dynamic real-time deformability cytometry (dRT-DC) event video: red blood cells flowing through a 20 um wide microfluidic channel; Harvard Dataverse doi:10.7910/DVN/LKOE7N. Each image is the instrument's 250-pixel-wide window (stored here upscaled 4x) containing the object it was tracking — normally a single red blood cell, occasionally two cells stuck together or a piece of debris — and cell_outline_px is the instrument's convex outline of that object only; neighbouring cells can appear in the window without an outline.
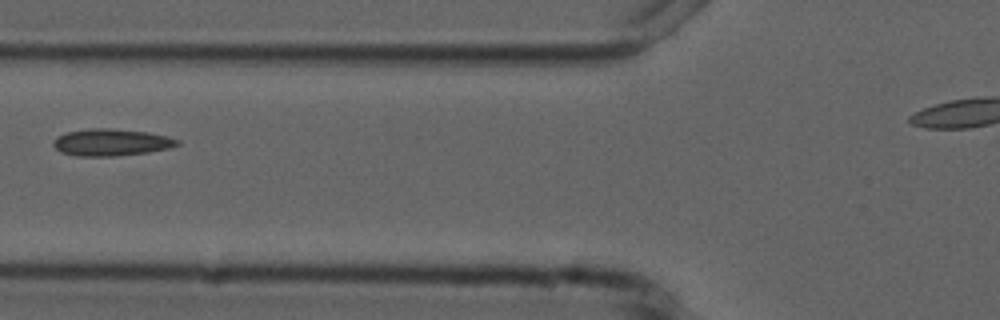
{"species": "common noctule bat (a hibernating species)", "species_latin": "Nyctalus noctula", "temperature_condition": "cold", "stored_images_in_passage": 7, "camera_frame_rate_fps": 3000, "um_per_image_px": 0.085, "animal": {"sex": "male", "forearm_length_mm": 52.5}, "frame": {"image": 1, "passage_image": 6, "time_ms": 5.667, "image_size_px": [1000, 320], "cell_outline_px": [[180, 144], [168, 148], [148, 152], [116, 156], [76, 156], [60, 152], [52, 144], [52, 140], [56, 136], [68, 132], [92, 128], [108, 128], [148, 132], [180, 140]], "centroid_in_image_um": [9.41, 12.1], "position_along_channel_um": 116.4, "area_um2": 19.42}}
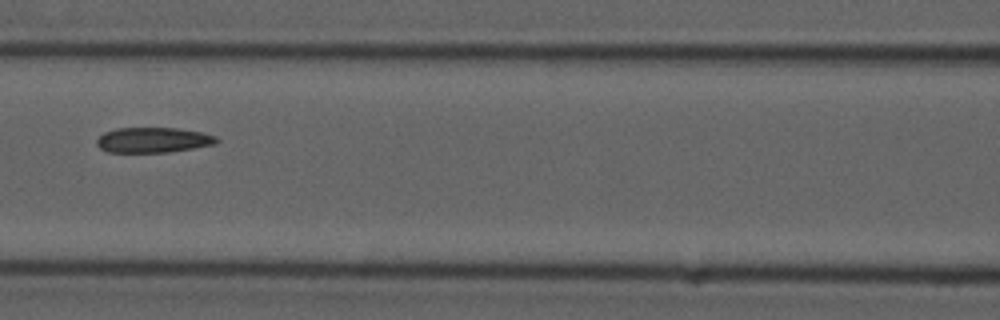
{"frame": {"image": 2, "passage_image": 7, "time_ms": 6.667, "image_size_px": [1000, 320], "cell_outline_px": [[220, 140], [216, 144], [168, 152], [108, 152], [100, 148], [96, 144], [96, 140], [104, 132], [116, 128], [176, 128], [200, 132], [216, 136]], "centroid_in_image_um": [13.01, 11.9], "position_along_channel_um": 153.6, "area_um2": 17.57}}